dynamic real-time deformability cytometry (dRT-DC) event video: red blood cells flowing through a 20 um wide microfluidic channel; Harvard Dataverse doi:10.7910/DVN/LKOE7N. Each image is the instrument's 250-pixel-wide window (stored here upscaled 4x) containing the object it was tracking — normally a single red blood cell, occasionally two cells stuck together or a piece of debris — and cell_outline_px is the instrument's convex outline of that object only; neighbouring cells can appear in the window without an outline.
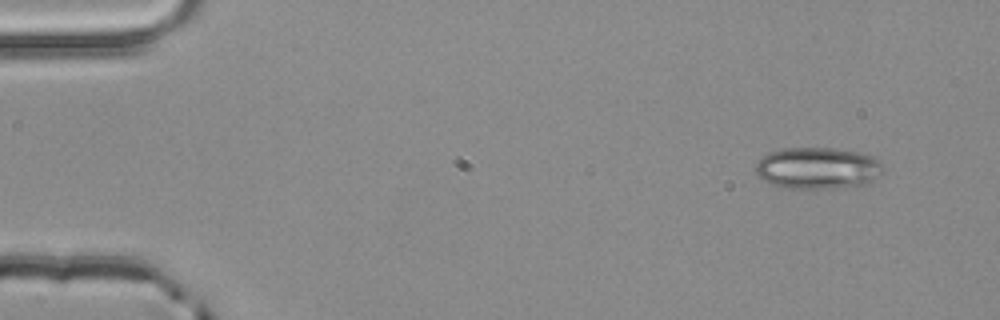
{"species": "common noctule bat (a hibernating species)", "species_latin": "Nyctalus noctula", "temperature_condition": "room temperature", "stored_images_in_passage": 4, "camera_frame_rate_fps": 3000, "um_per_image_px": 0.085, "animal": {"sex": "male", "body_mass_g": 20.4}, "frame": {"image": 1, "passage_image": 1, "time_ms": 0.0, "image_size_px": [1000, 320], "cell_outline_px": [[884, 168], [868, 184], [832, 188], [788, 188], [768, 184], [756, 172], [756, 164], [768, 152], [784, 148], [836, 148], [856, 152], [872, 156], [880, 160], [884, 164]], "centroid_in_image_um": [69.51, 14.29], "position_along_channel_um": 15.5, "area_um2": 30.87}}